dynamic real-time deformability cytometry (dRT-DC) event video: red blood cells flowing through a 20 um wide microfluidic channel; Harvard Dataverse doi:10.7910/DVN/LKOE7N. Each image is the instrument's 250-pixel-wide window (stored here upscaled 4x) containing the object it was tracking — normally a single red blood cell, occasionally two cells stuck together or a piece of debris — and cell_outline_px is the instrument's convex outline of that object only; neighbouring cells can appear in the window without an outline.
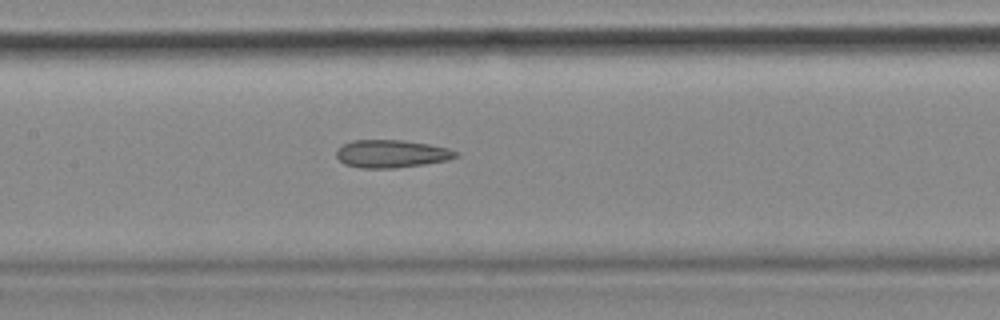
{"species": "common noctule bat (a hibernating species)", "species_latin": "Nyctalus noctula", "temperature_condition": "cold", "stored_images_in_passage": 40, "camera_frame_rate_fps": 3000, "um_per_image_px": 0.085, "animal": {"sex": "female", "body_mass_g": 18.4}, "frame": {"image": 1, "passage_image": 18, "time_ms": 5.667, "image_size_px": [1000, 320], "cell_outline_px": [[460, 156], [448, 160], [424, 164], [392, 168], [360, 168], [344, 164], [336, 156], [336, 148], [352, 140], [404, 140], [428, 144], [448, 148], [460, 152]], "centroid_in_image_um": [33.29, 13.07], "position_along_channel_um": 174.1, "area_um2": 19.48}, "authors_computed_cell_mechanics": {"area_um2": 19.3341, "velocity_mm_per_s": 3.6204, "shape_relaxation_time_tau1_ms": null, "shape_relaxation_time_tau2_ms": 6.2945, "deformation_change_tau1": null, "deformation_change_tau2": 0.164}}